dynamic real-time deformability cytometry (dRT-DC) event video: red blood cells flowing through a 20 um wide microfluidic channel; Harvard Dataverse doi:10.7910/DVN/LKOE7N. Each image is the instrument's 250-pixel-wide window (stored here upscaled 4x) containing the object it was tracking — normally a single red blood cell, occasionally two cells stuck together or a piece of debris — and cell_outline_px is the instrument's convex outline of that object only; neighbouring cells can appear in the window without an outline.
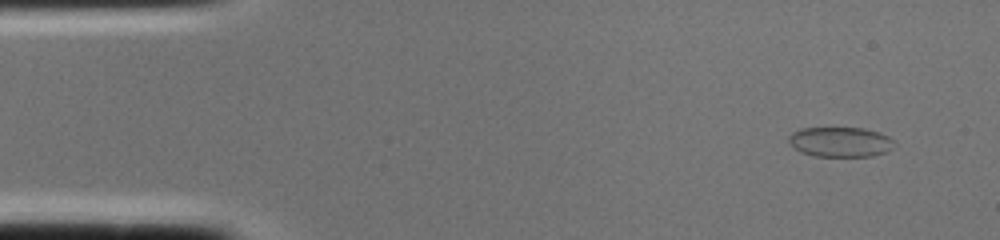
{"species": "common noctule bat (a hibernating species)", "species_latin": "Nyctalus noctula", "temperature_condition": "cold", "stored_images_in_passage": 2, "camera_frame_rate_fps": 3000, "um_per_image_px": 0.085, "animal": {"sex": "female", "body_mass_g": 22.0, "forearm_length_mm": 56.7}, "frame": {"image": 1, "passage_image": 1, "time_ms": 0.0, "image_size_px": [1000, 240], "cell_outline_px": [[892, 148], [888, 152], [872, 156], [812, 156], [800, 152], [788, 144], [788, 136], [792, 132], [800, 128], [864, 128], [880, 132], [888, 136], [892, 140]], "centroid_in_image_um": [71.38, 12.07], "position_along_channel_um": 13.6, "area_um2": 18.61}}
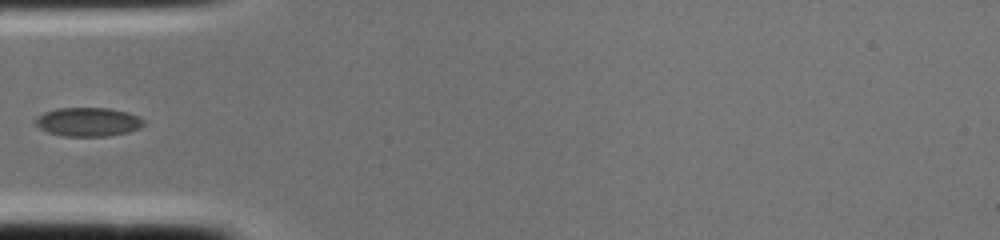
{"frame": {"image": 2, "passage_image": 2, "time_ms": 0.333, "image_size_px": [1000, 240], "cell_outline_px": [[144, 124], [140, 128], [128, 132], [108, 136], [64, 136], [48, 132], [40, 128], [36, 124], [36, 116], [44, 112], [56, 108], [108, 108], [128, 112], [140, 116], [144, 120]], "centroid_in_image_um": [7.51, 10.35], "position_along_channel_um": 77.5, "area_um2": 18.26}}